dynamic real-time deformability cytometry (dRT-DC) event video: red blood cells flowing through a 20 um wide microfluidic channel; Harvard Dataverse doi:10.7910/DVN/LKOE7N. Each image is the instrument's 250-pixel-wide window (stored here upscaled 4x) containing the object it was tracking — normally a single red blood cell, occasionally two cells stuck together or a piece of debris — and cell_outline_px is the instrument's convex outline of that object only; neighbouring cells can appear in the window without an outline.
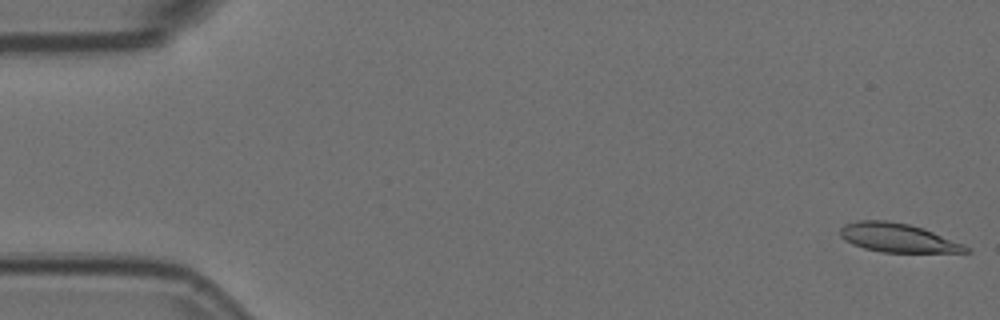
{"species": "Egyptian fruit bat (a non-hibernating species)", "species_latin": "Rousettus aegyptiacus", "temperature_condition": "room temperature", "stored_images_in_passage": 5, "camera_frame_rate_fps": 3000, "um_per_image_px": 0.085, "animal": {"sex": "female"}, "frame": {"image": 1, "passage_image": 1, "time_ms": 0.0, "image_size_px": [1000, 320], "cell_outline_px": [[972, 252], [880, 252], [864, 248], [852, 244], [844, 240], [840, 236], [840, 228], [844, 224], [860, 220], [888, 220], [908, 224], [924, 228], [964, 244]], "centroid_in_image_um": [76.29, 20.2], "position_along_channel_um": 8.7, "area_um2": 21.15}}
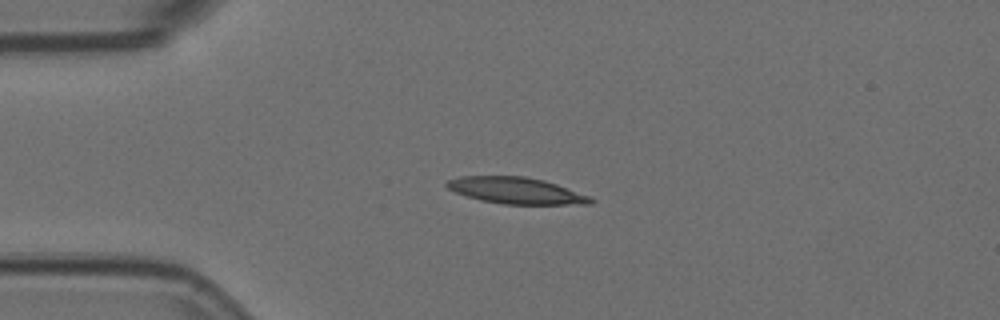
{"frame": {"image": 2, "passage_image": 4, "time_ms": 1.0, "image_size_px": [1000, 320], "cell_outline_px": [[596, 200], [592, 204], [504, 204], [480, 200], [456, 192], [448, 188], [444, 184], [448, 180], [460, 176], [524, 176], [544, 180], [592, 196]], "centroid_in_image_um": [43.92, 16.2], "position_along_channel_um": 41.1, "area_um2": 22.2}}